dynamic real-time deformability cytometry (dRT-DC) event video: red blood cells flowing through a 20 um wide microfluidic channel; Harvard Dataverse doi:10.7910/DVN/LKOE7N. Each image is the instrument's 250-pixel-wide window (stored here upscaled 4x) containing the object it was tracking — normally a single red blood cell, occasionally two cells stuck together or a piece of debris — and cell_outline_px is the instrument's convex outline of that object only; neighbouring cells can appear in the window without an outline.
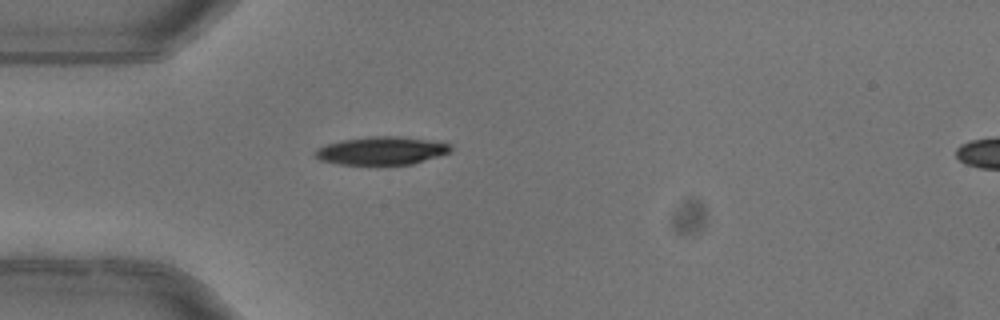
{"species": "common noctule bat (a hibernating species)", "species_latin": "Nyctalus noctula", "temperature_condition": "warm", "stored_images_in_passage": 4, "segment_of_instrument_passage": [1, 2], "camera_frame_rate_fps": 3000, "um_per_image_px": 0.085, "animal": {"sex": "female"}, "frame": {"image": 1, "passage_image": 3, "time_ms": 0.667, "image_size_px": [1000, 320], "cell_outline_px": [[452, 148], [448, 152], [412, 164], [336, 164], [320, 160], [312, 156], [312, 152], [316, 148], [340, 140], [368, 136], [396, 136], [424, 140], [448, 144]], "centroid_in_image_um": [32.28, 12.81], "position_along_channel_um": 52.7, "area_um2": 21.85}}